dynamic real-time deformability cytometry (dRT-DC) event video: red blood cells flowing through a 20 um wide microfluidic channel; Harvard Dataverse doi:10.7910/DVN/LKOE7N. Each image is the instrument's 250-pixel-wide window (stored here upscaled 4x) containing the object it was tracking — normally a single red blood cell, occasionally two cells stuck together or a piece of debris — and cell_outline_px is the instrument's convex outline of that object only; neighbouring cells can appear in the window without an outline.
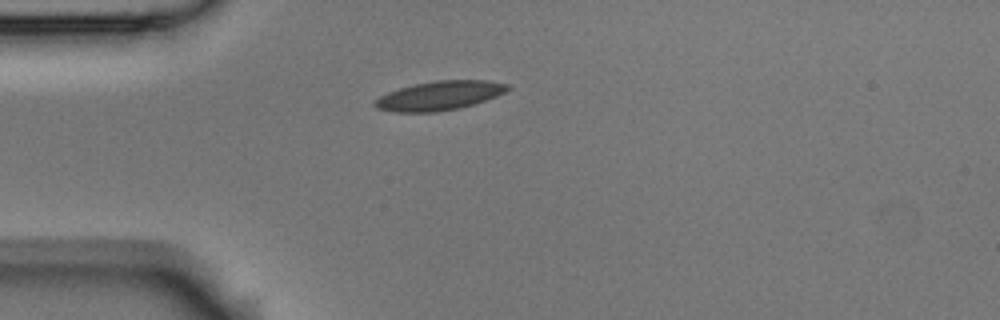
{"species": "Egyptian fruit bat (a non-hibernating species)", "species_latin": "Rousettus aegyptiacus", "temperature_condition": "room temperature", "stored_images_in_passage": 40, "camera_frame_rate_fps": 3000, "um_per_image_px": 0.085, "animal": {"sex": "male"}, "frame": {"image": 1, "passage_image": 1, "time_ms": 0.0, "image_size_px": [1000, 320], "cell_outline_px": [[512, 88], [496, 96], [460, 108], [436, 112], [396, 112], [376, 108], [372, 104], [380, 96], [388, 92], [400, 88], [416, 84], [436, 80], [488, 80], [508, 84]], "centroid_in_image_um": [37.36, 8.13], "position_along_channel_um": 47.6, "area_um2": 22.37}}
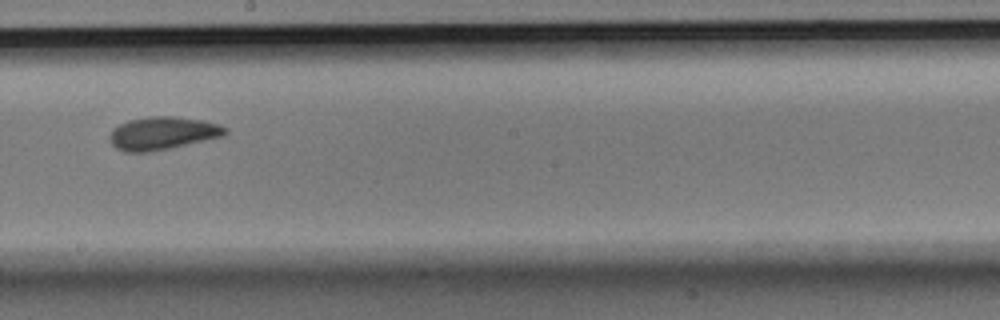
{"frame": {"image": 2, "passage_image": 17, "time_ms": 5.333, "image_size_px": [1000, 320], "cell_outline_px": [[228, 132], [224, 136], [168, 148], [148, 152], [124, 152], [116, 148], [112, 144], [108, 136], [120, 124], [128, 120], [148, 116], [176, 116], [204, 120], [220, 124], [228, 128]], "centroid_in_image_um": [13.85, 11.31], "position_along_channel_um": 234.3, "area_um2": 22.2}}
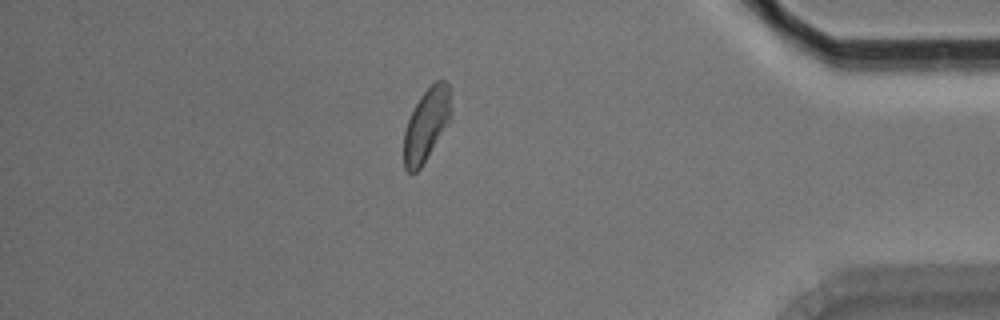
{"frame": {"image": 3, "passage_image": 33, "time_ms": 10.667, "image_size_px": [1000, 320], "cell_outline_px": [[452, 120], [420, 168], [416, 172], [408, 172], [404, 168], [404, 132], [408, 120], [420, 96], [436, 80], [444, 80], [448, 84], [452, 108]], "centroid_in_image_um": [36.28, 10.6], "position_along_channel_um": 398.9, "area_um2": 20.11}, "authors_computed_cell_mechanics": {"area_um2": 21.1548, "velocity_mm_per_s": 3.7443, "shape_relaxation_time_tau1_ms": 6.1433, "shape_relaxation_time_tau2_ms": 2.9027, "deformation_change_tau1": 0.1296, "deformation_change_tau2": 0.0691}}